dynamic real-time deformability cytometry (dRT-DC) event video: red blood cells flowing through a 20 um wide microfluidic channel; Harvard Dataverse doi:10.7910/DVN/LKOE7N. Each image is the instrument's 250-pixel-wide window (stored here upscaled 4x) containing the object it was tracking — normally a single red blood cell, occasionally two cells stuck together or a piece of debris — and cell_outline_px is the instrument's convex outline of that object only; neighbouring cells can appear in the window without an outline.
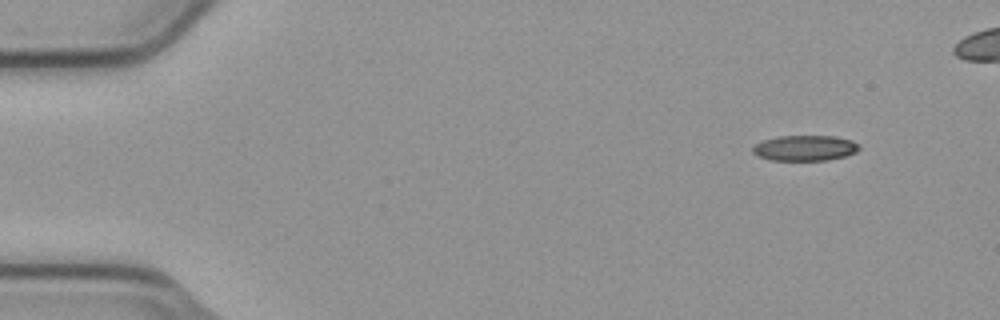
{"species": "common noctule bat (a hibernating species)", "species_latin": "Nyctalus noctula", "temperature_condition": "cold", "stored_images_in_passage": 2, "segment_of_instrument_passage": [2, 2], "camera_frame_rate_fps": 3000, "um_per_image_px": 0.085, "animal": {"sex": "male", "body_mass_g": 23.1, "forearm_length_mm": 52.7}, "frame": {"image": 1, "passage_image": 2, "time_ms": 0.333, "image_size_px": [1000, 320], "cell_outline_px": [[860, 148], [856, 152], [848, 156], [828, 160], [772, 160], [756, 156], [752, 152], [752, 148], [756, 144], [764, 140], [776, 136], [832, 136], [852, 140], [860, 144]], "centroid_in_image_um": [68.44, 12.58], "position_along_channel_um": 16.6, "area_um2": 15.95}}